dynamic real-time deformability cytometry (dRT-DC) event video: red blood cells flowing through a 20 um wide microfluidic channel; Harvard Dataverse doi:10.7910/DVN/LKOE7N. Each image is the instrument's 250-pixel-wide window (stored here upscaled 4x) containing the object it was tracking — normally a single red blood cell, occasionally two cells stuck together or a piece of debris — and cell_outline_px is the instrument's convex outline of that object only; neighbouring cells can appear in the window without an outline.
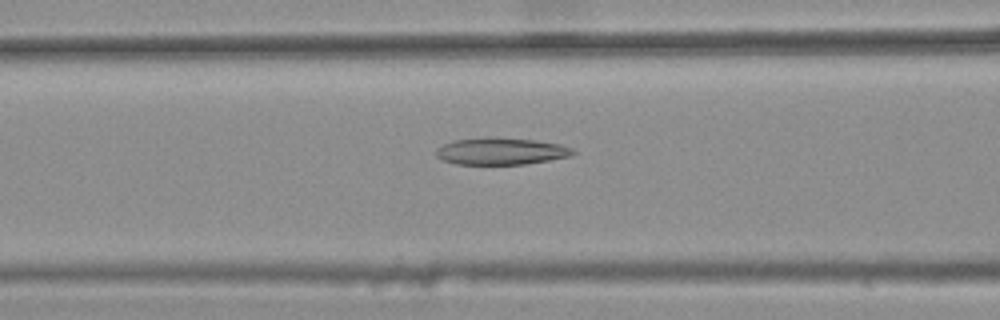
{"species": "common noctule bat (a hibernating species)", "species_latin": "Nyctalus noctula", "temperature_condition": "warm", "stored_images_in_passage": 55, "camera_frame_rate_fps": 3000, "um_per_image_px": 0.085, "animal": {"sex": "female", "body_mass_g": 25.1}, "frame": {"image": 1, "passage_image": 21, "time_ms": 6.667, "image_size_px": [1000, 320], "cell_outline_px": [[576, 152], [572, 156], [524, 164], [456, 164], [444, 160], [436, 156], [436, 148], [452, 140], [488, 136], [492, 136], [536, 140], [560, 144], [572, 148]], "centroid_in_image_um": [42.58, 12.83], "position_along_channel_um": 124.0, "area_um2": 21.73}}
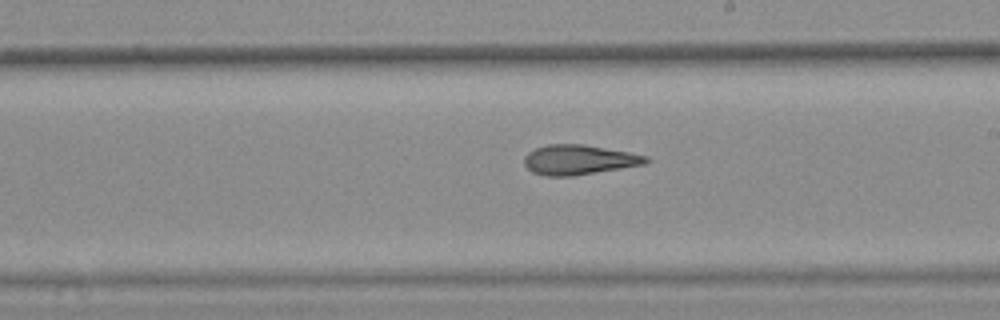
{"frame": {"image": 2, "passage_image": 30, "time_ms": 9.667, "image_size_px": [1000, 320], "cell_outline_px": [[652, 160], [644, 164], [572, 176], [548, 176], [532, 172], [524, 164], [524, 156], [528, 152], [536, 148], [548, 144], [584, 144], [632, 152], [648, 156]], "centroid_in_image_um": [49.23, 13.57], "position_along_channel_um": 239.8, "area_um2": 21.21}}
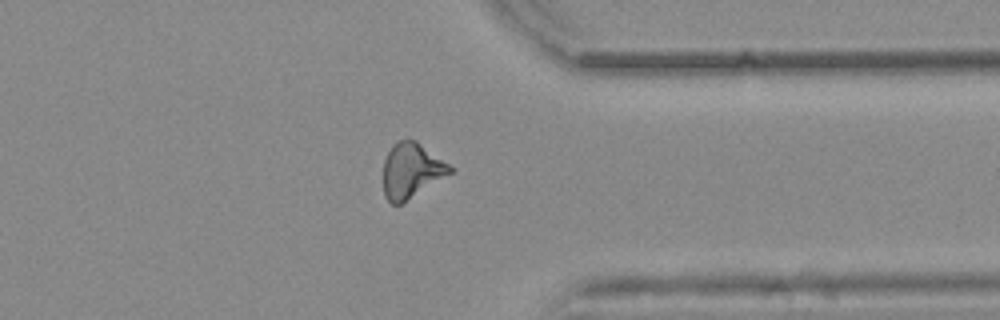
{"frame": {"image": 3, "passage_image": 41, "time_ms": 13.333, "image_size_px": [1000, 320], "cell_outline_px": [[456, 168], [452, 172], [400, 204], [392, 204], [384, 196], [384, 160], [392, 144], [408, 136], [416, 140]], "centroid_in_image_um": [34.98, 14.44], "position_along_channel_um": 376.4, "area_um2": 21.44}, "authors_computed_cell_mechanics": {"area_um2": 21.2126, "velocity_mm_per_s": 3.8611, "shape_relaxation_time_tau1_ms": null, "shape_relaxation_time_tau2_ms": 4.3753, "deformation_change_tau1": null, "deformation_change_tau2": 0.1572}}